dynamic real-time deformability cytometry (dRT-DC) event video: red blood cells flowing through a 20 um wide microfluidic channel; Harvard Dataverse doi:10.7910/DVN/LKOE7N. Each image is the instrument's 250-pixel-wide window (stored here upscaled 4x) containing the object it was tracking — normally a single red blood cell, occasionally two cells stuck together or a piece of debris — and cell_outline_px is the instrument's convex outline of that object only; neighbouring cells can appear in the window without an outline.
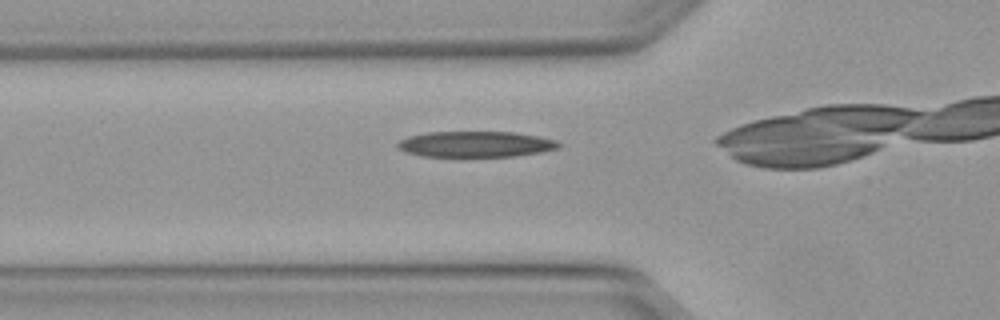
{"species": "Egyptian fruit bat (a non-hibernating species)", "species_latin": "Rousettus aegyptiacus", "temperature_condition": "warm", "stored_images_in_passage": 30, "camera_frame_rate_fps": 3000, "um_per_image_px": 0.085, "animal": {"sex": "female"}, "frame": {"image": 1, "passage_image": 8, "time_ms": 2.333, "image_size_px": [1000, 320], "cell_outline_px": [[564, 144], [560, 148], [540, 152], [512, 156], [464, 160], [424, 156], [404, 152], [396, 148], [396, 144], [400, 140], [408, 136], [428, 132], [516, 132], [540, 136], [556, 140]], "centroid_in_image_um": [40.41, 12.3], "position_along_channel_um": 85.4, "area_um2": 25.66}}